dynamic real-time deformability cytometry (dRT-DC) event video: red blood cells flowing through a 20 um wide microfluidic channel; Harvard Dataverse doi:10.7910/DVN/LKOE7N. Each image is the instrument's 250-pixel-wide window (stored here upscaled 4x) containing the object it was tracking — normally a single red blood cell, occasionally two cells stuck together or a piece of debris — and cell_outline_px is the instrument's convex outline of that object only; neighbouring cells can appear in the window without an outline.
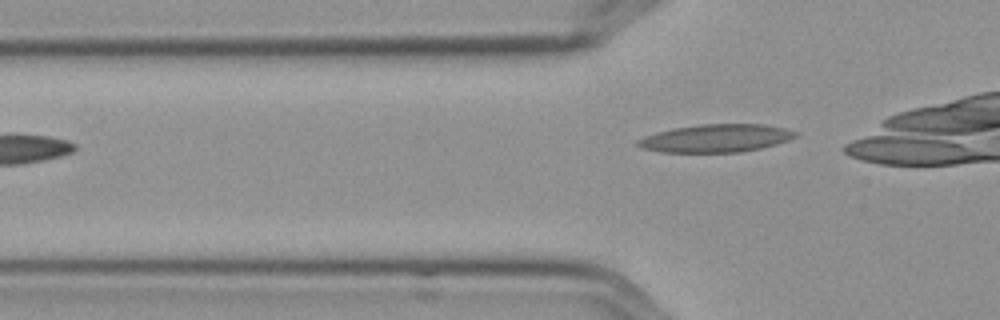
{"species": "Egyptian fruit bat (a non-hibernating species)", "species_latin": "Rousettus aegyptiacus", "temperature_condition": "cold", "stored_images_in_passage": 3, "camera_frame_rate_fps": 3000, "um_per_image_px": 0.085, "frame": {"image": 1, "passage_image": 3, "time_ms": 0.667, "image_size_px": [1000, 320], "cell_outline_px": [[800, 136], [776, 144], [760, 148], [740, 152], [660, 152], [640, 148], [636, 144], [636, 140], [644, 136], [656, 132], [672, 128], [700, 124], [764, 124], [784, 128], [800, 132]], "centroid_in_image_um": [60.86, 11.74], "position_along_channel_um": 64.9, "area_um2": 25.89}}